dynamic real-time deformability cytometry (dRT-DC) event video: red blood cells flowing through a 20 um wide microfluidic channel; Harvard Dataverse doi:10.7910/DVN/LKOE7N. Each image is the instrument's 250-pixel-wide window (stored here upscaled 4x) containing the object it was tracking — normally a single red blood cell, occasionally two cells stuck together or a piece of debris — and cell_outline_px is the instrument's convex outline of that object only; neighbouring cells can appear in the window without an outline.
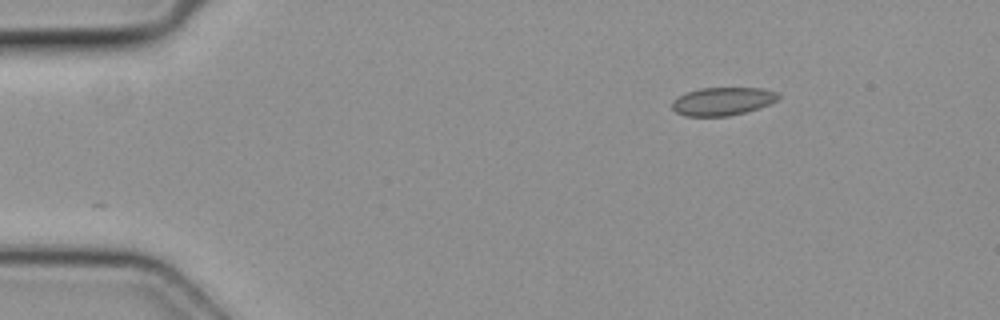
{"species": "common noctule bat (a hibernating species)", "species_latin": "Nyctalus noctula", "temperature_condition": "cold", "stored_images_in_passage": 4, "camera_frame_rate_fps": 3000, "um_per_image_px": 0.085, "animal": {"sex": "female", "body_mass_g": 19.3, "forearm_length_mm": 54.1}, "frame": {"image": 1, "passage_image": 1, "time_ms": 0.0, "image_size_px": [1000, 320], "cell_outline_px": [[780, 96], [776, 100], [760, 108], [728, 116], [684, 116], [676, 112], [672, 108], [672, 100], [688, 92], [700, 88], [760, 88], [776, 92]], "centroid_in_image_um": [61.4, 8.61], "position_along_channel_um": 23.6, "area_um2": 17.22}}